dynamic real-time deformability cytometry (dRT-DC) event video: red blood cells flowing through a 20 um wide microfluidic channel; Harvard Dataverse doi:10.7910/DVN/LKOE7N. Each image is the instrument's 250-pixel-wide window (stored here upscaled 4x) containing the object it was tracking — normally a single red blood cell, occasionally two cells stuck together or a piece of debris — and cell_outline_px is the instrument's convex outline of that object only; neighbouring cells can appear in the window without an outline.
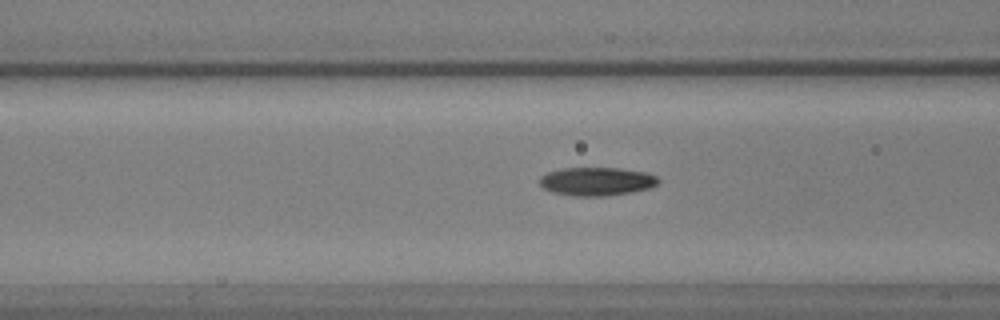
{"species": "common noctule bat (a hibernating species)", "species_latin": "Nyctalus noctula", "temperature_condition": "warm", "stored_images_in_passage": 59, "camera_frame_rate_fps": 3000, "um_per_image_px": 0.085, "animal": {"sex": "male", "body_mass_g": 17.9, "forearm_length_mm": 54.2}, "frame": {"image": 1, "passage_image": 24, "time_ms": 7.667, "image_size_px": [1000, 320], "cell_outline_px": [[660, 184], [652, 188], [632, 192], [604, 196], [576, 196], [552, 192], [544, 188], [540, 184], [540, 176], [548, 172], [560, 168], [620, 168], [644, 172], [656, 176], [660, 180]], "centroid_in_image_um": [50.75, 15.42], "position_along_channel_um": 115.8, "area_um2": 19.77}}
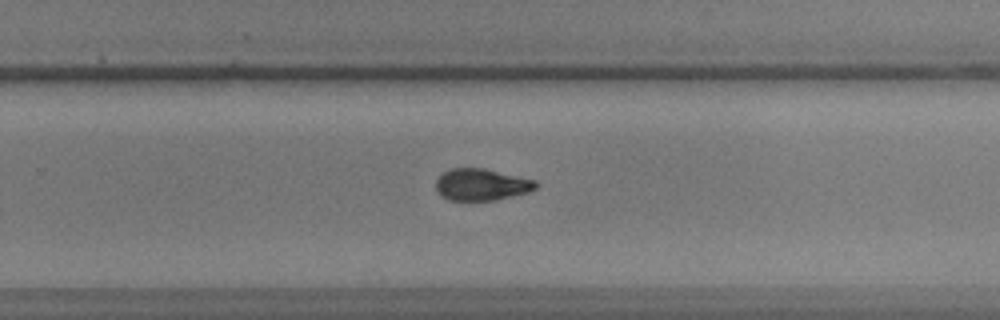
{"frame": {"image": 2, "passage_image": 39, "time_ms": 12.667, "image_size_px": [1000, 320], "cell_outline_px": [[540, 184], [536, 188], [528, 192], [496, 200], [448, 200], [440, 196], [436, 192], [436, 180], [444, 172], [452, 168], [484, 168], [536, 180]], "centroid_in_image_um": [40.93, 15.69], "position_along_channel_um": 288.9, "area_um2": 18.61}}
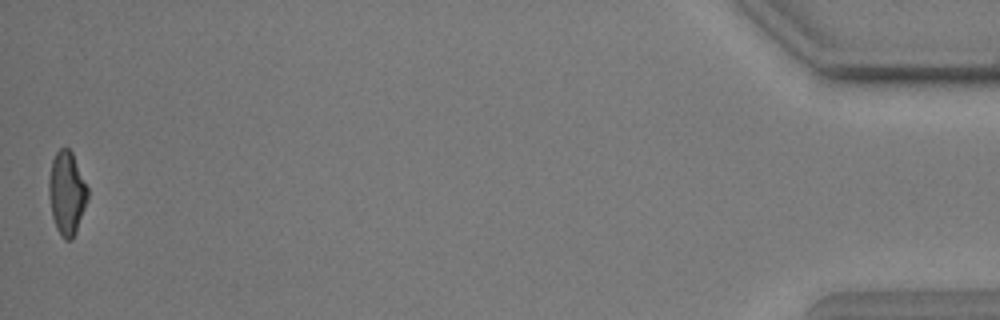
{"frame": {"image": 3, "passage_image": 59, "time_ms": 19.333, "image_size_px": [1000, 320], "cell_outline_px": [[88, 200], [76, 232], [72, 240], [64, 240], [60, 236], [56, 228], [52, 216], [48, 196], [48, 180], [52, 160], [56, 152], [60, 148], [68, 148], [72, 152], [88, 188]], "centroid_in_image_um": [5.67, 16.44], "position_along_channel_um": 429.5, "area_um2": 19.07}}